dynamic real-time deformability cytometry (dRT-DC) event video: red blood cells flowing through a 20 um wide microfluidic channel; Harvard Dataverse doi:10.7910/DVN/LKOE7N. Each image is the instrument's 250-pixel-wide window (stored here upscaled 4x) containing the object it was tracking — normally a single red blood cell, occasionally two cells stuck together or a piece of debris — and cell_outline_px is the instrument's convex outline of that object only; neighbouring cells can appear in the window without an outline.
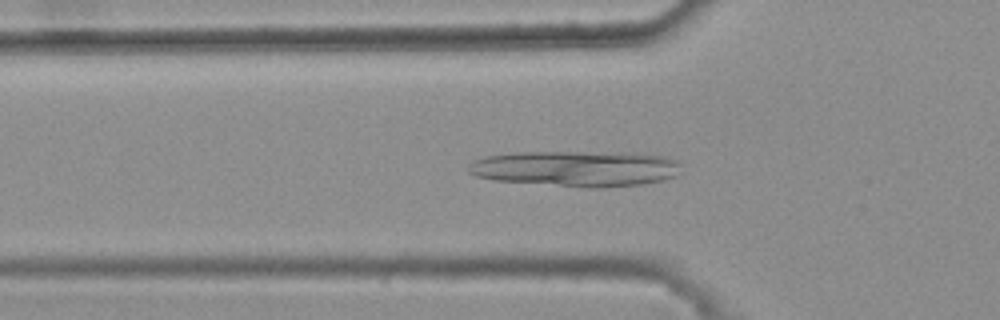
{"species": "common noctule bat (a hibernating species)", "species_latin": "Nyctalus noctula", "temperature_condition": "warm", "stored_images_in_passage": 38, "camera_frame_rate_fps": 3000, "um_per_image_px": 0.085, "animal": {"sex": "female", "body_mass_g": 25.1}, "frame": {"image": 1, "passage_image": 10, "time_ms": 3.0, "image_size_px": [1000, 320], "cell_outline_px": [[680, 164], [676, 176], [664, 180], [640, 184], [604, 188], [588, 188], [496, 180], [476, 176], [468, 172], [468, 164], [472, 160], [484, 156], [516, 152], [580, 152], [664, 156], [676, 160]], "centroid_in_image_um": [48.89, 14.34], "position_along_channel_um": 76.9, "area_um2": 43.99}}
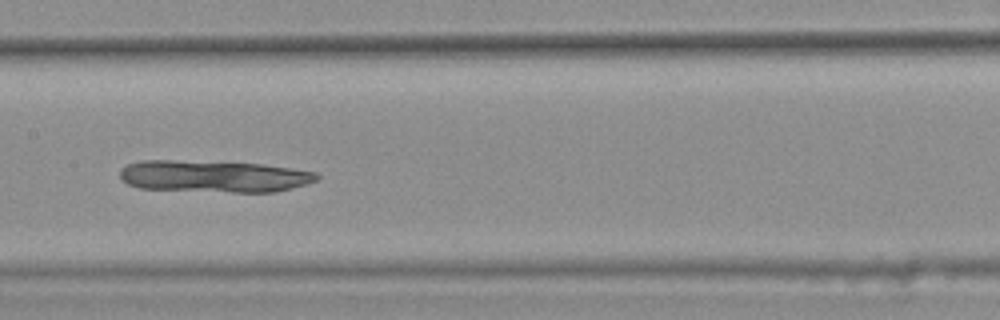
{"frame": {"image": 2, "passage_image": 19, "time_ms": 6.0, "image_size_px": [1000, 320], "cell_outline_px": [[320, 176], [316, 180], [292, 188], [276, 192], [232, 192], [140, 188], [128, 184], [120, 180], [120, 168], [128, 164], [140, 160], [172, 160], [260, 164], [316, 172]], "centroid_in_image_um": [18.12, 14.99], "position_along_channel_um": 189.3, "area_um2": 36.36}}
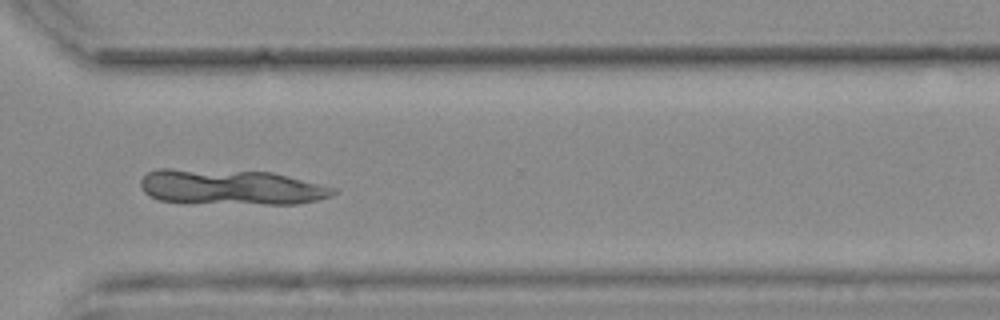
{"frame": {"image": 3, "passage_image": 32, "time_ms": 10.333, "image_size_px": [1000, 320], "cell_outline_px": [[336, 192], [332, 196], [316, 200], [296, 204], [264, 204], [160, 200], [144, 192], [140, 184], [140, 180], [148, 172], [156, 168], [168, 168], [272, 172], [336, 188]], "centroid_in_image_um": [19.65, 15.88], "position_along_channel_um": 351.0, "area_um2": 39.19}}